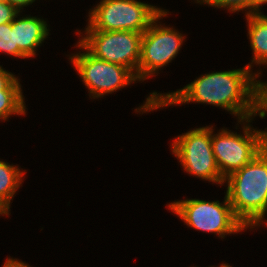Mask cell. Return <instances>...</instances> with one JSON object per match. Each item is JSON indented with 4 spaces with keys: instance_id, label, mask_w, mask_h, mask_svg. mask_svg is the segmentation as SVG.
Segmentation results:
<instances>
[{
    "instance_id": "1",
    "label": "cell",
    "mask_w": 267,
    "mask_h": 267,
    "mask_svg": "<svg viewBox=\"0 0 267 267\" xmlns=\"http://www.w3.org/2000/svg\"><path fill=\"white\" fill-rule=\"evenodd\" d=\"M251 66L252 63L241 69L202 75L173 93L162 95L153 92L146 103L135 111L144 113L168 105L197 102L222 107L238 116L239 123L245 120L251 122L250 118L256 116L257 112L261 118H265L267 103L263 96V82L255 78L260 73L250 74Z\"/></svg>"
},
{
    "instance_id": "2",
    "label": "cell",
    "mask_w": 267,
    "mask_h": 267,
    "mask_svg": "<svg viewBox=\"0 0 267 267\" xmlns=\"http://www.w3.org/2000/svg\"><path fill=\"white\" fill-rule=\"evenodd\" d=\"M224 181L228 183L226 195L233 212L245 227L264 223L267 212V146Z\"/></svg>"
},
{
    "instance_id": "3",
    "label": "cell",
    "mask_w": 267,
    "mask_h": 267,
    "mask_svg": "<svg viewBox=\"0 0 267 267\" xmlns=\"http://www.w3.org/2000/svg\"><path fill=\"white\" fill-rule=\"evenodd\" d=\"M163 10L135 0H102L89 13L85 31H133L144 33Z\"/></svg>"
},
{
    "instance_id": "4",
    "label": "cell",
    "mask_w": 267,
    "mask_h": 267,
    "mask_svg": "<svg viewBox=\"0 0 267 267\" xmlns=\"http://www.w3.org/2000/svg\"><path fill=\"white\" fill-rule=\"evenodd\" d=\"M224 199L223 204L219 201L186 199L170 203L168 207L188 226L203 232L216 233L224 238L226 234L246 229L235 216L227 195Z\"/></svg>"
},
{
    "instance_id": "5",
    "label": "cell",
    "mask_w": 267,
    "mask_h": 267,
    "mask_svg": "<svg viewBox=\"0 0 267 267\" xmlns=\"http://www.w3.org/2000/svg\"><path fill=\"white\" fill-rule=\"evenodd\" d=\"M243 132L244 136L223 129L212 135L215 161L224 179L248 164L267 146V131L255 130L246 124Z\"/></svg>"
},
{
    "instance_id": "6",
    "label": "cell",
    "mask_w": 267,
    "mask_h": 267,
    "mask_svg": "<svg viewBox=\"0 0 267 267\" xmlns=\"http://www.w3.org/2000/svg\"><path fill=\"white\" fill-rule=\"evenodd\" d=\"M82 36L80 49L88 50L93 56L109 63L130 69L139 80V61L141 50L140 32L133 31H86Z\"/></svg>"
},
{
    "instance_id": "7",
    "label": "cell",
    "mask_w": 267,
    "mask_h": 267,
    "mask_svg": "<svg viewBox=\"0 0 267 267\" xmlns=\"http://www.w3.org/2000/svg\"><path fill=\"white\" fill-rule=\"evenodd\" d=\"M212 134L208 126L190 130L175 139L171 150L187 173L222 185L225 179L215 161Z\"/></svg>"
},
{
    "instance_id": "8",
    "label": "cell",
    "mask_w": 267,
    "mask_h": 267,
    "mask_svg": "<svg viewBox=\"0 0 267 267\" xmlns=\"http://www.w3.org/2000/svg\"><path fill=\"white\" fill-rule=\"evenodd\" d=\"M163 10L142 34L139 61V81L147 79L166 66L181 48L184 37L173 28L157 25V21L166 16ZM156 71V72H155Z\"/></svg>"
},
{
    "instance_id": "9",
    "label": "cell",
    "mask_w": 267,
    "mask_h": 267,
    "mask_svg": "<svg viewBox=\"0 0 267 267\" xmlns=\"http://www.w3.org/2000/svg\"><path fill=\"white\" fill-rule=\"evenodd\" d=\"M70 59L94 99L138 80L130 69L99 59L88 50Z\"/></svg>"
},
{
    "instance_id": "10",
    "label": "cell",
    "mask_w": 267,
    "mask_h": 267,
    "mask_svg": "<svg viewBox=\"0 0 267 267\" xmlns=\"http://www.w3.org/2000/svg\"><path fill=\"white\" fill-rule=\"evenodd\" d=\"M47 23L36 17H22L11 22V30H14L15 46L26 57H34L35 49L47 38L49 30Z\"/></svg>"
},
{
    "instance_id": "11",
    "label": "cell",
    "mask_w": 267,
    "mask_h": 267,
    "mask_svg": "<svg viewBox=\"0 0 267 267\" xmlns=\"http://www.w3.org/2000/svg\"><path fill=\"white\" fill-rule=\"evenodd\" d=\"M248 22V35L253 50L255 64L267 65V16L261 12L246 14Z\"/></svg>"
},
{
    "instance_id": "12",
    "label": "cell",
    "mask_w": 267,
    "mask_h": 267,
    "mask_svg": "<svg viewBox=\"0 0 267 267\" xmlns=\"http://www.w3.org/2000/svg\"><path fill=\"white\" fill-rule=\"evenodd\" d=\"M24 173L19 168L0 161V203L8 210L13 195L22 183Z\"/></svg>"
},
{
    "instance_id": "13",
    "label": "cell",
    "mask_w": 267,
    "mask_h": 267,
    "mask_svg": "<svg viewBox=\"0 0 267 267\" xmlns=\"http://www.w3.org/2000/svg\"><path fill=\"white\" fill-rule=\"evenodd\" d=\"M21 85L16 78L5 90L0 91V119L7 120L9 115H25Z\"/></svg>"
},
{
    "instance_id": "14",
    "label": "cell",
    "mask_w": 267,
    "mask_h": 267,
    "mask_svg": "<svg viewBox=\"0 0 267 267\" xmlns=\"http://www.w3.org/2000/svg\"><path fill=\"white\" fill-rule=\"evenodd\" d=\"M0 52L11 56L27 58L19 50L18 46H15L14 30H11V23L0 25Z\"/></svg>"
},
{
    "instance_id": "15",
    "label": "cell",
    "mask_w": 267,
    "mask_h": 267,
    "mask_svg": "<svg viewBox=\"0 0 267 267\" xmlns=\"http://www.w3.org/2000/svg\"><path fill=\"white\" fill-rule=\"evenodd\" d=\"M206 3L210 6L229 9L232 13L246 9L248 14L255 13V0H197V3Z\"/></svg>"
},
{
    "instance_id": "16",
    "label": "cell",
    "mask_w": 267,
    "mask_h": 267,
    "mask_svg": "<svg viewBox=\"0 0 267 267\" xmlns=\"http://www.w3.org/2000/svg\"><path fill=\"white\" fill-rule=\"evenodd\" d=\"M19 12L14 6L7 1H0V25L11 23L14 18H18Z\"/></svg>"
},
{
    "instance_id": "17",
    "label": "cell",
    "mask_w": 267,
    "mask_h": 267,
    "mask_svg": "<svg viewBox=\"0 0 267 267\" xmlns=\"http://www.w3.org/2000/svg\"><path fill=\"white\" fill-rule=\"evenodd\" d=\"M15 75L0 66V91L5 90L14 80Z\"/></svg>"
},
{
    "instance_id": "18",
    "label": "cell",
    "mask_w": 267,
    "mask_h": 267,
    "mask_svg": "<svg viewBox=\"0 0 267 267\" xmlns=\"http://www.w3.org/2000/svg\"><path fill=\"white\" fill-rule=\"evenodd\" d=\"M10 5L14 6L18 11H20L24 6L32 4L35 0H5Z\"/></svg>"
},
{
    "instance_id": "19",
    "label": "cell",
    "mask_w": 267,
    "mask_h": 267,
    "mask_svg": "<svg viewBox=\"0 0 267 267\" xmlns=\"http://www.w3.org/2000/svg\"><path fill=\"white\" fill-rule=\"evenodd\" d=\"M3 267H31V266L17 259L15 260L12 258H8L4 263Z\"/></svg>"
},
{
    "instance_id": "20",
    "label": "cell",
    "mask_w": 267,
    "mask_h": 267,
    "mask_svg": "<svg viewBox=\"0 0 267 267\" xmlns=\"http://www.w3.org/2000/svg\"><path fill=\"white\" fill-rule=\"evenodd\" d=\"M266 3H267V0H255V13L259 12L260 5L262 6V4H266Z\"/></svg>"
},
{
    "instance_id": "21",
    "label": "cell",
    "mask_w": 267,
    "mask_h": 267,
    "mask_svg": "<svg viewBox=\"0 0 267 267\" xmlns=\"http://www.w3.org/2000/svg\"><path fill=\"white\" fill-rule=\"evenodd\" d=\"M0 214L9 215V211L0 203Z\"/></svg>"
},
{
    "instance_id": "22",
    "label": "cell",
    "mask_w": 267,
    "mask_h": 267,
    "mask_svg": "<svg viewBox=\"0 0 267 267\" xmlns=\"http://www.w3.org/2000/svg\"><path fill=\"white\" fill-rule=\"evenodd\" d=\"M263 96H264V99L267 103V83H263Z\"/></svg>"
},
{
    "instance_id": "23",
    "label": "cell",
    "mask_w": 267,
    "mask_h": 267,
    "mask_svg": "<svg viewBox=\"0 0 267 267\" xmlns=\"http://www.w3.org/2000/svg\"><path fill=\"white\" fill-rule=\"evenodd\" d=\"M220 267H232V266H230V265H228V264H221Z\"/></svg>"
}]
</instances>
